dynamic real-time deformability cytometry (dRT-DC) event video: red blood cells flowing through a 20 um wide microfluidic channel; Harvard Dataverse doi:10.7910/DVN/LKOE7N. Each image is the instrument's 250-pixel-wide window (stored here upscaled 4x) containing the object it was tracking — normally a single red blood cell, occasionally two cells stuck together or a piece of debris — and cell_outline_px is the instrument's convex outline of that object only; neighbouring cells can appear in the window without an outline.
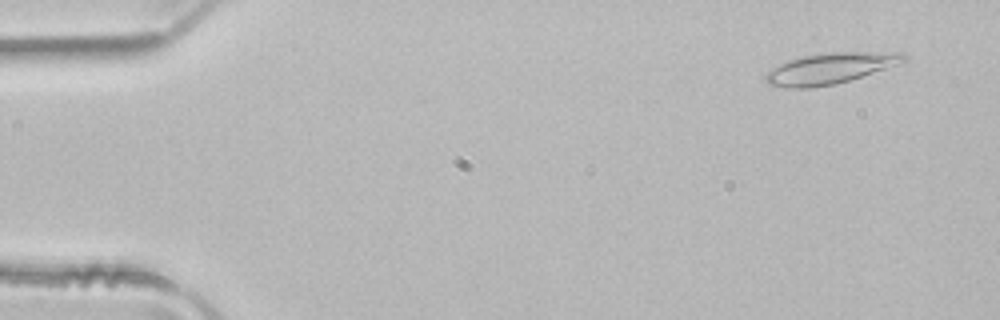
{"species": "common noctule bat (a hibernating species)", "species_latin": "Nyctalus noctula", "temperature_condition": "room temperature", "stored_images_in_passage": 3, "camera_frame_rate_fps": 3000, "um_per_image_px": 0.085, "animal": {"sex": "male", "body_mass_g": 21.5, "forearm_length_mm": 52.0}, "frame": {"image": 1, "passage_image": 1, "time_ms": 0.0, "image_size_px": [1000, 320], "cell_outline_px": [[908, 60], [836, 84], [808, 88], [788, 88], [768, 84], [764, 80], [764, 76], [768, 72], [780, 64], [788, 60], [820, 52], [904, 52], [908, 56]], "centroid_in_image_um": [70.55, 5.8], "position_along_channel_um": 14.5, "area_um2": 24.68}}